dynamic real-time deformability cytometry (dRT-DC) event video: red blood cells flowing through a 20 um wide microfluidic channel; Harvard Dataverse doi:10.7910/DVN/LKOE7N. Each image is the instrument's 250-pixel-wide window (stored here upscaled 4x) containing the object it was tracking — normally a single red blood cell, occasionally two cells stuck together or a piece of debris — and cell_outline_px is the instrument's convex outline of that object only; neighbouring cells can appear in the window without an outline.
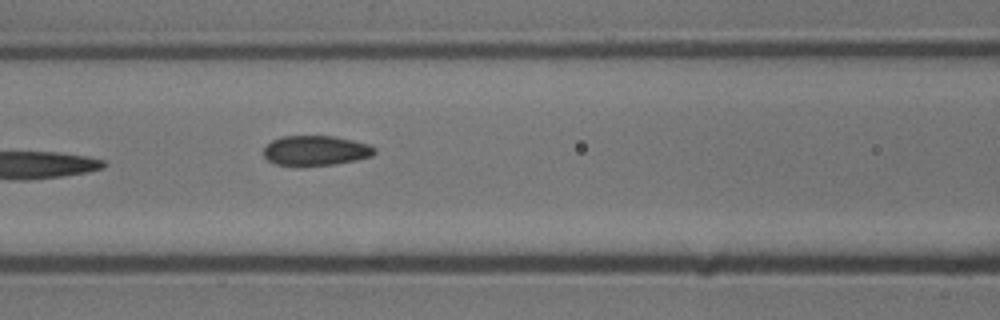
{"species": "common noctule bat (a hibernating species)", "species_latin": "Nyctalus noctula", "temperature_condition": "cold", "stored_images_in_passage": 7, "camera_frame_rate_fps": 3000, "um_per_image_px": 0.085, "animal": {"sex": "male", "body_mass_g": 13.3}, "frame": {"image": 1, "passage_image": 7, "time_ms": 2.0, "image_size_px": [1000, 320], "cell_outline_px": [[376, 152], [372, 156], [356, 160], [336, 164], [276, 164], [268, 160], [264, 156], [264, 148], [272, 140], [280, 136], [336, 136], [368, 144], [376, 148]], "centroid_in_image_um": [26.86, 12.77], "position_along_channel_um": 139.7, "area_um2": 19.02}}